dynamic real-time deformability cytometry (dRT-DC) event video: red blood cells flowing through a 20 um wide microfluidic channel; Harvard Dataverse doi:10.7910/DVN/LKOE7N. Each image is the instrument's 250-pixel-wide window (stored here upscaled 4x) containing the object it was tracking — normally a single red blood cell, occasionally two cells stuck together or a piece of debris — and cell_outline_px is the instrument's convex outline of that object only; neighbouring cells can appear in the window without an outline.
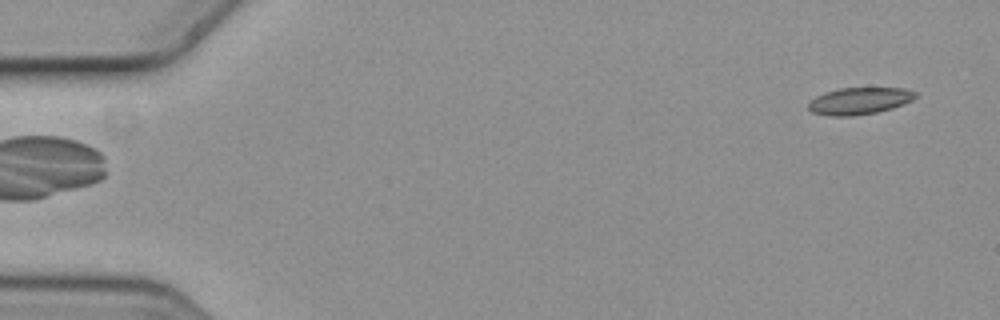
{"species": "common noctule bat (a hibernating species)", "species_latin": "Nyctalus noctula", "temperature_condition": "cold", "stored_images_in_passage": 5, "camera_frame_rate_fps": 3000, "um_per_image_px": 0.085, "animal": {"sex": "female", "body_mass_g": 19.3, "forearm_length_mm": 54.1}, "frame": {"image": 1, "passage_image": 1, "time_ms": 0.0, "image_size_px": [1000, 320], "cell_outline_px": [[916, 96], [912, 100], [904, 104], [892, 108], [876, 112], [852, 116], [828, 116], [812, 112], [808, 108], [808, 104], [816, 96], [824, 92], [840, 88], [904, 88], [916, 92]], "centroid_in_image_um": [73.04, 8.58], "position_along_channel_um": 12.0, "area_um2": 16.76}}
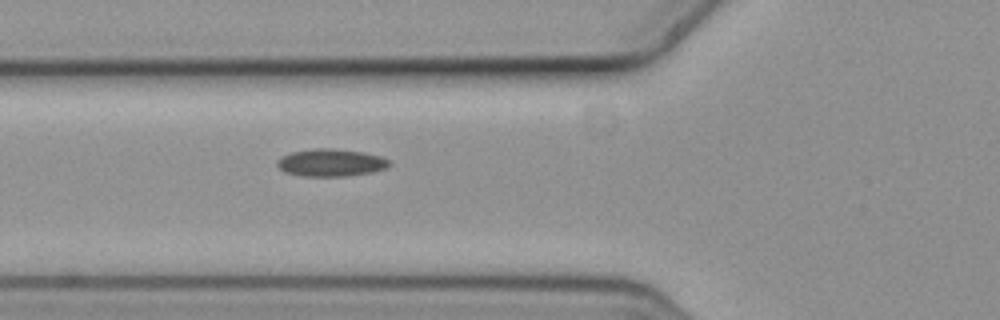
{"frame": {"image": 2, "passage_image": 5, "time_ms": 1.333, "image_size_px": [1000, 320], "cell_outline_px": [[392, 164], [384, 168], [372, 172], [344, 176], [304, 176], [284, 172], [276, 164], [276, 160], [280, 156], [292, 152], [316, 148], [332, 148], [364, 152], [380, 156], [392, 160]], "centroid_in_image_um": [28.12, 13.82], "position_along_channel_um": 97.7, "area_um2": 18.03}}